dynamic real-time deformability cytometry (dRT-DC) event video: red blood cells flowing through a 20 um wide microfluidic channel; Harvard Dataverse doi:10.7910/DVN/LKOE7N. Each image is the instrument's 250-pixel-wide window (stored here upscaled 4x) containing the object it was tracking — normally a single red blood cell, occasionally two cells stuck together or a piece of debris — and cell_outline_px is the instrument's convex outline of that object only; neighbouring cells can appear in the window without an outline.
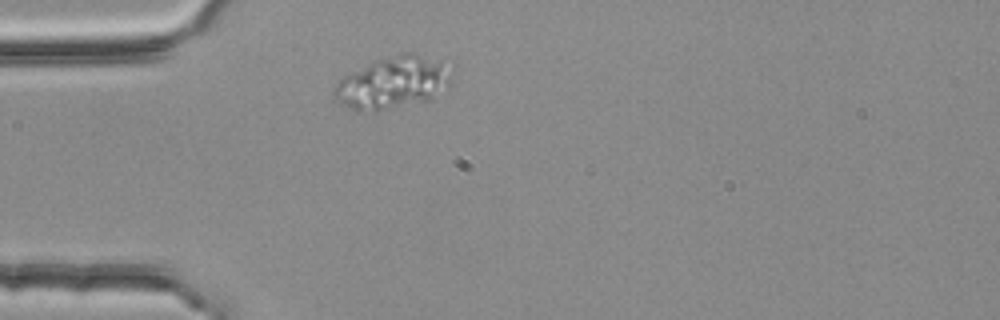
{"species": "common noctule bat (a hibernating species)", "species_latin": "Nyctalus noctula", "temperature_condition": "room temperature", "stored_images_in_passage": 1, "camera_frame_rate_fps": 3000, "um_per_image_px": 0.085, "animal": {"sex": "female", "body_mass_g": 25.1}, "frame": {"image": 1, "passage_image": 1, "time_ms": 0.0, "image_size_px": [1000, 320], "cell_outline_px": [[456, 64], [452, 84], [448, 88], [432, 100], [376, 112], [356, 112], [336, 100], [332, 96], [332, 92], [336, 84], [344, 76], [372, 60], [404, 52], [412, 52], [452, 60]], "centroid_in_image_um": [33.56, 6.99], "position_along_channel_um": 51.4, "area_um2": 37.86}}